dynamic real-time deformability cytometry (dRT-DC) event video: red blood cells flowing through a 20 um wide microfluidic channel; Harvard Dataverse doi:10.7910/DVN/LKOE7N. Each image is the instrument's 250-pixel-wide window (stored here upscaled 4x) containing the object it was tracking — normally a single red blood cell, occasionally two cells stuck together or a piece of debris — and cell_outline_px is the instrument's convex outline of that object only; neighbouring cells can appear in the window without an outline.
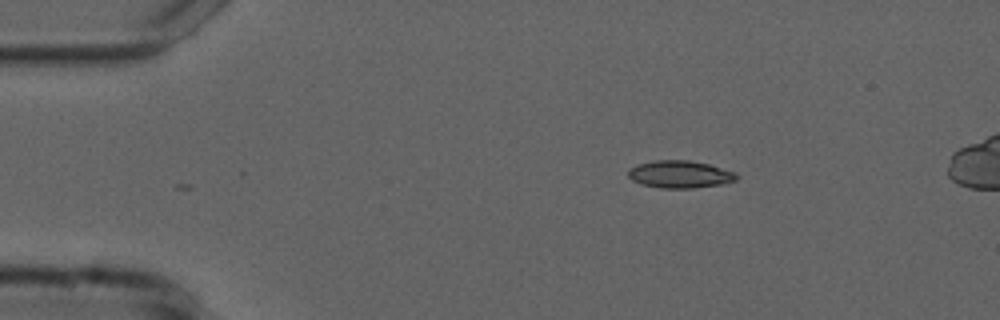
{"species": "common noctule bat (a hibernating species)", "species_latin": "Nyctalus noctula", "temperature_condition": "cold", "stored_images_in_passage": 45, "camera_frame_rate_fps": 3000, "um_per_image_px": 0.085, "animal": {"sex": "male", "forearm_length_mm": 52.5}, "frame": {"image": 1, "passage_image": 1, "time_ms": 0.0, "image_size_px": [1000, 320], "cell_outline_px": [[740, 176], [736, 180], [724, 184], [692, 188], [660, 188], [640, 184], [632, 180], [628, 176], [628, 168], [640, 164], [656, 160], [688, 160], [708, 164], [736, 172]], "centroid_in_image_um": [57.81, 14.82], "position_along_channel_um": 27.2, "area_um2": 17.4}}
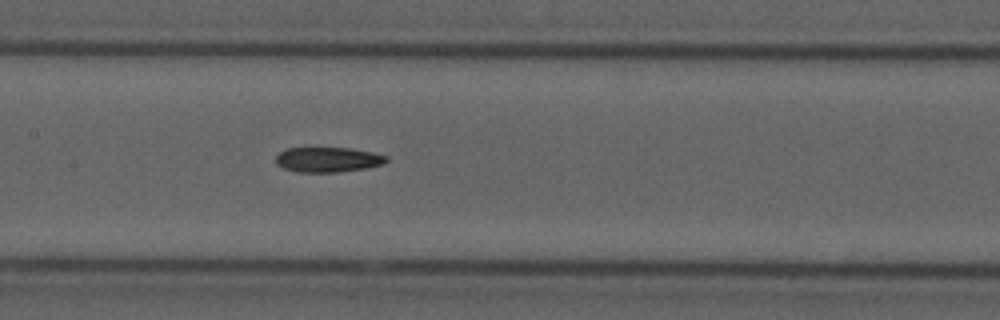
{"frame": {"image": 2, "passage_image": 18, "time_ms": 5.667, "image_size_px": [1000, 320], "cell_outline_px": [[388, 160], [384, 164], [368, 168], [336, 172], [300, 172], [284, 168], [276, 164], [276, 156], [280, 152], [288, 148], [348, 148], [372, 152], [388, 156]], "centroid_in_image_um": [27.9, 13.57], "position_along_channel_um": 179.5, "area_um2": 16.07}}
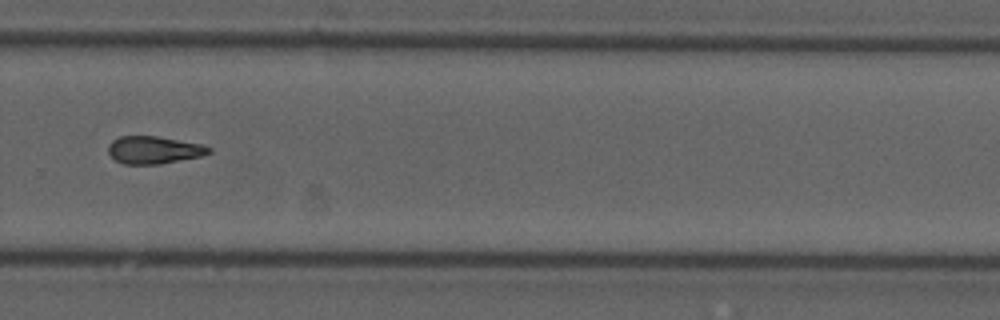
{"frame": {"image": 3, "passage_image": 29, "time_ms": 9.333, "image_size_px": [1000, 320], "cell_outline_px": [[212, 152], [200, 156], [160, 164], [124, 164], [116, 160], [108, 152], [108, 144], [112, 140], [120, 136], [156, 136], [200, 144], [212, 148]], "centroid_in_image_um": [13.06, 12.74], "position_along_channel_um": 316.7, "area_um2": 16.01}}